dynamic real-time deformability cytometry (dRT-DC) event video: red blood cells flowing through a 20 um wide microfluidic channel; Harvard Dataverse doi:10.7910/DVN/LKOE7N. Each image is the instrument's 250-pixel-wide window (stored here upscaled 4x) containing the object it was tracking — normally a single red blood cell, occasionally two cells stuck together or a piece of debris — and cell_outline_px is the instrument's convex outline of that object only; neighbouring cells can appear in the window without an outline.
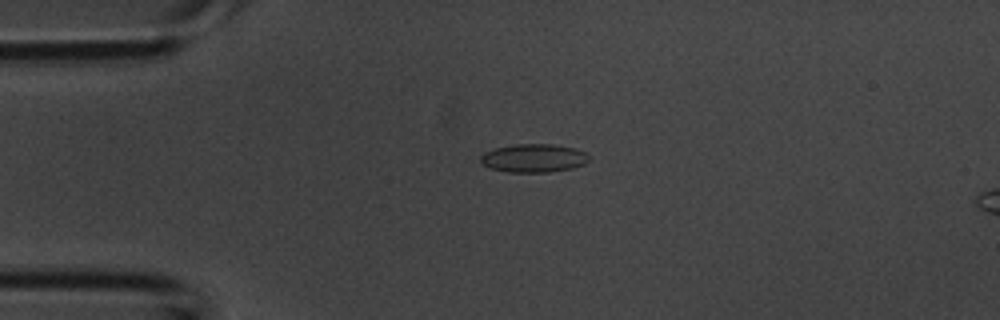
{"species": "common noctule bat (a hibernating species)", "species_latin": "Nyctalus noctula", "temperature_condition": "room temperature", "stored_images_in_passage": 41, "camera_frame_rate_fps": 3000, "um_per_image_px": 0.085, "animal": {"sex": "male", "body_mass_g": 20.1, "forearm_length_mm": 53.5}, "frame": {"image": 1, "passage_image": 9, "time_ms": 2.667, "image_size_px": [1000, 320], "cell_outline_px": [[588, 160], [584, 164], [572, 168], [548, 172], [508, 172], [488, 168], [480, 160], [480, 156], [484, 152], [496, 148], [516, 144], [552, 144], [576, 148], [584, 152], [588, 156]], "centroid_in_image_um": [45.34, 13.44], "position_along_channel_um": 39.7, "area_um2": 17.86}}
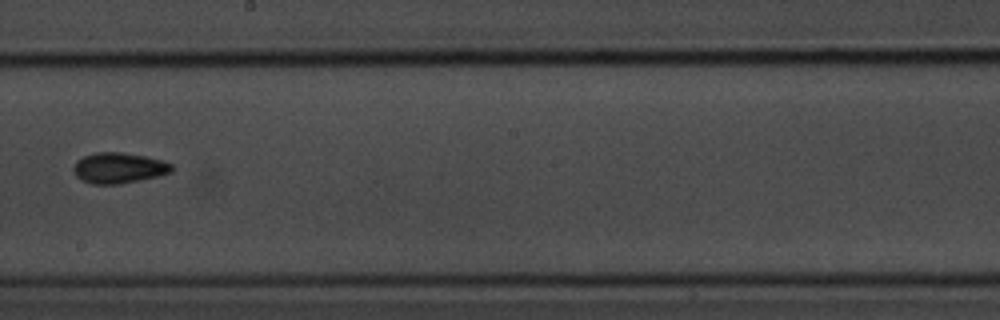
{"frame": {"image": 2, "passage_image": 23, "time_ms": 7.333, "image_size_px": [1000, 320], "cell_outline_px": [[172, 172], [156, 176], [120, 184], [92, 184], [80, 180], [72, 172], [72, 168], [76, 160], [84, 156], [96, 152], [120, 152], [144, 156], [164, 160], [172, 164]], "centroid_in_image_um": [10.05, 14.27], "position_along_channel_um": 238.2, "area_um2": 17.63}}
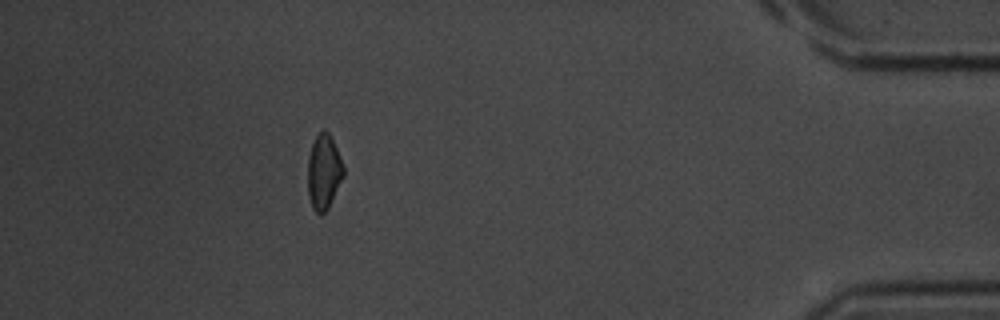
{"frame": {"image": 3, "passage_image": 37, "time_ms": 12.0, "image_size_px": [1000, 320], "cell_outline_px": [[344, 176], [328, 208], [320, 216], [312, 208], [308, 196], [308, 156], [312, 144], [316, 136], [324, 128], [328, 132], [336, 148], [344, 168]], "centroid_in_image_um": [27.51, 14.64], "position_along_channel_um": 407.7, "area_um2": 15.55}}